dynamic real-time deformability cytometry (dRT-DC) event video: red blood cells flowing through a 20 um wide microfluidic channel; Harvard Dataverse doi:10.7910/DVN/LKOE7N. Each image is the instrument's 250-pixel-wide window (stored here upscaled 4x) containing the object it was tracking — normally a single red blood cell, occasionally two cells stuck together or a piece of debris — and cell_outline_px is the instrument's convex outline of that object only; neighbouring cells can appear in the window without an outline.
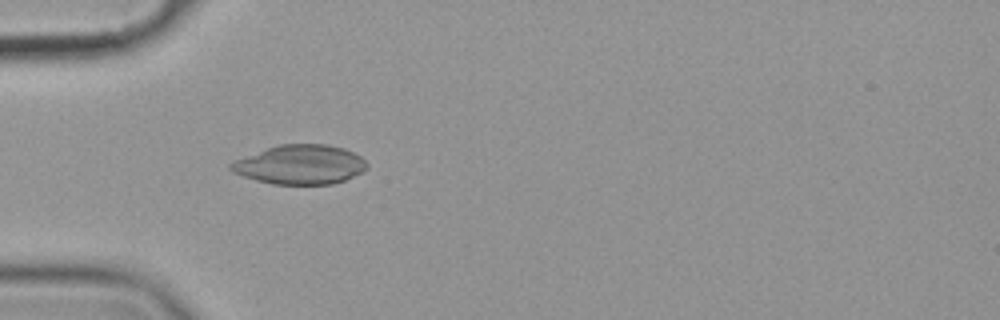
{"species": "common noctule bat (a hibernating species)", "species_latin": "Nyctalus noctula", "temperature_condition": "cold", "stored_images_in_passage": 56, "camera_frame_rate_fps": 3000, "um_per_image_px": 0.085, "animal": {"sex": "female", "body_mass_g": 19.9}, "frame": {"image": 1, "passage_image": 17, "time_ms": 5.333, "image_size_px": [1000, 320], "cell_outline_px": [[368, 168], [364, 172], [344, 180], [332, 184], [272, 184], [256, 180], [232, 172], [228, 168], [228, 164], [232, 160], [276, 144], [328, 144], [344, 148], [360, 156], [368, 164]], "centroid_in_image_um": [25.48, 13.98], "position_along_channel_um": 59.5, "area_um2": 31.56}}
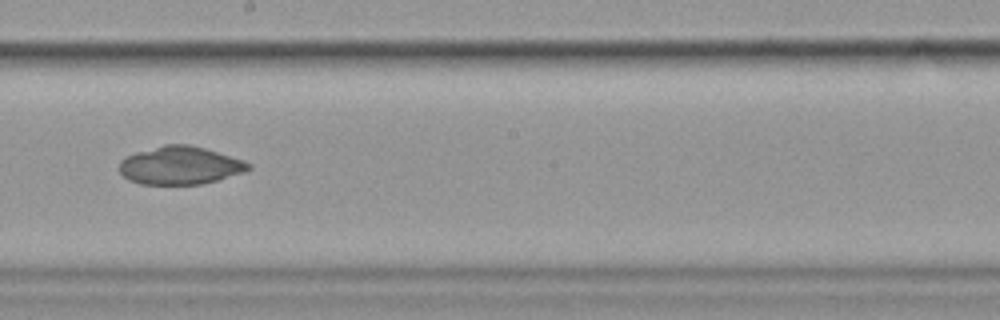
{"frame": {"image": 2, "passage_image": 32, "time_ms": 10.333, "image_size_px": [1000, 320], "cell_outline_px": [[252, 168], [244, 172], [216, 180], [200, 184], [140, 184], [128, 180], [120, 172], [120, 160], [124, 156], [136, 152], [164, 144], [188, 144], [204, 148], [244, 160], [252, 164]], "centroid_in_image_um": [15.29, 14.06], "position_along_channel_um": 232.9, "area_um2": 28.61}}
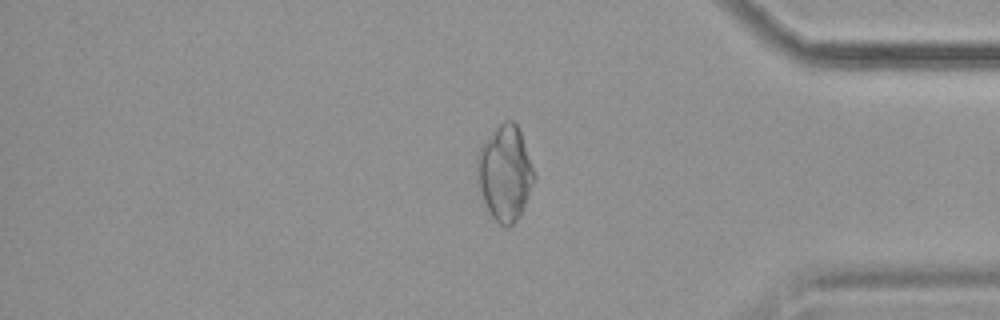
{"frame": {"image": 3, "passage_image": 47, "time_ms": 15.333, "image_size_px": [1000, 320], "cell_outline_px": [[536, 180], [520, 216], [508, 228], [500, 224], [488, 212], [476, 180], [476, 156], [480, 144], [504, 120], [512, 120], [520, 128], [536, 176]], "centroid_in_image_um": [42.92, 14.7], "position_along_channel_um": 392.3, "area_um2": 32.19}}